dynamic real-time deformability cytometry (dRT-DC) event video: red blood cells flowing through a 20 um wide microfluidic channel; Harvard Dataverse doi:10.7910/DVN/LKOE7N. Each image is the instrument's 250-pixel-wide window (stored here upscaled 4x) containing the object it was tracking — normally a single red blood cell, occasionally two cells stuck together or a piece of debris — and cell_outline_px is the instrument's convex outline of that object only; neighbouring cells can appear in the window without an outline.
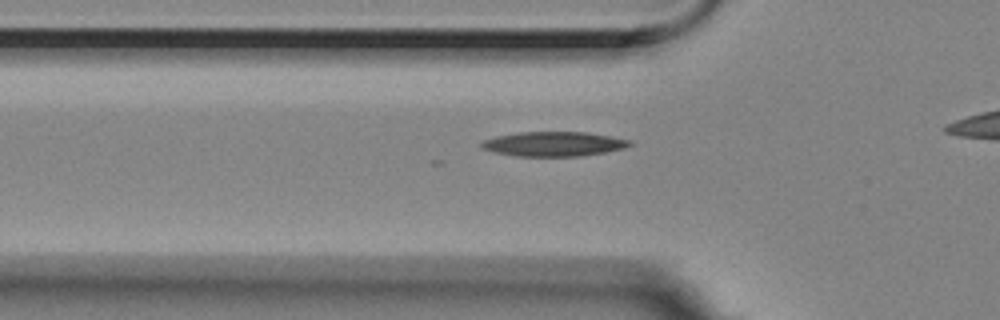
{"species": "Egyptian fruit bat (a non-hibernating species)", "species_latin": "Rousettus aegyptiacus", "temperature_condition": "room temperature", "stored_images_in_passage": 4, "segment_of_instrument_passage": [2, 2], "camera_frame_rate_fps": 3000, "um_per_image_px": 0.085, "animal": {"sex": "female"}, "frame": {"image": 1, "passage_image": 4, "time_ms": 1.0, "image_size_px": [1000, 320], "cell_outline_px": [[632, 144], [624, 148], [604, 152], [580, 156], [516, 156], [496, 152], [484, 148], [480, 144], [484, 140], [496, 136], [516, 132], [588, 132], [632, 140]], "centroid_in_image_um": [47.09, 12.23], "position_along_channel_um": 78.7, "area_um2": 21.1}}